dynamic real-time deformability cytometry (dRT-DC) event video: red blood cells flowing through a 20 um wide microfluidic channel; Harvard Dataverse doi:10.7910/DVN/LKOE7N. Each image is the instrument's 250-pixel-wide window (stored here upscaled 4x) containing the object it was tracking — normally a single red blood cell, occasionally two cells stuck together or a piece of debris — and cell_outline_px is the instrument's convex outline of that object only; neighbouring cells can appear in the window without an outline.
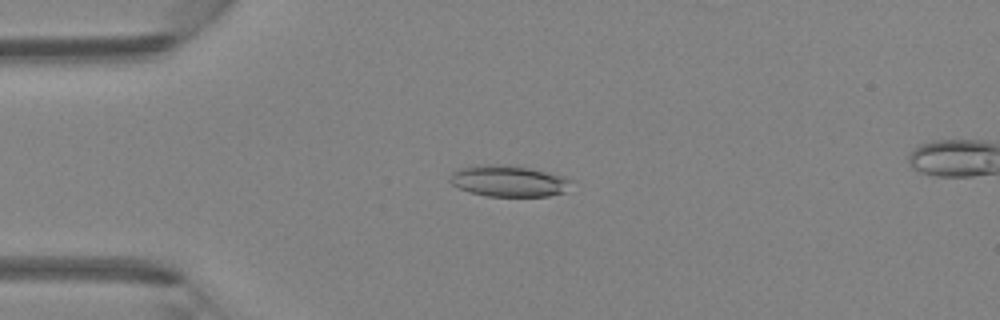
{"species": "Egyptian fruit bat (a non-hibernating species)", "species_latin": "Rousettus aegyptiacus", "temperature_condition": "room temperature", "stored_images_in_passage": 40, "camera_frame_rate_fps": 3000, "um_per_image_px": 0.085, "animal": {"sex": "female"}, "frame": {"image": 1, "passage_image": 11, "time_ms": 3.333, "image_size_px": [1000, 320], "cell_outline_px": [[576, 180], [568, 192], [548, 196], [488, 196], [468, 192], [452, 184], [448, 180], [448, 176], [452, 172], [460, 168], [476, 164], [500, 164], [528, 168], [564, 176]], "centroid_in_image_um": [43.27, 15.39], "position_along_channel_um": 41.7, "area_um2": 22.54}}
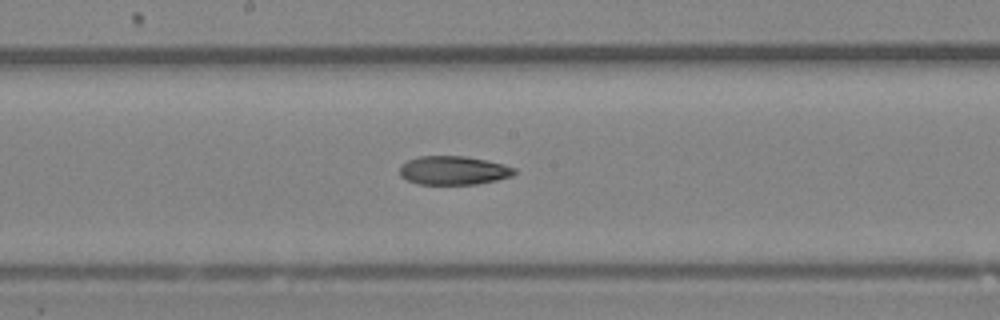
{"frame": {"image": 2, "passage_image": 24, "time_ms": 7.667, "image_size_px": [1000, 320], "cell_outline_px": [[516, 172], [512, 176], [496, 180], [476, 184], [416, 184], [400, 176], [400, 164], [408, 160], [420, 156], [468, 156], [504, 164], [516, 168]], "centroid_in_image_um": [38.55, 14.48], "position_along_channel_um": 209.7, "area_um2": 19.31}}
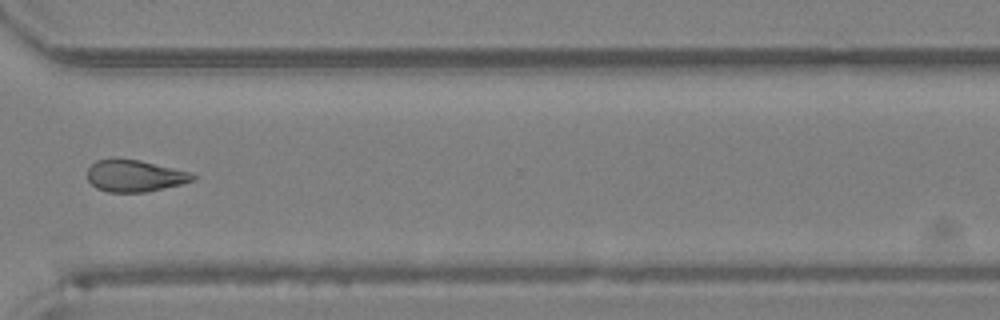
{"frame": {"image": 3, "passage_image": 34, "time_ms": 11.0, "image_size_px": [1000, 320], "cell_outline_px": [[196, 176], [192, 180], [180, 184], [144, 192], [108, 192], [96, 188], [88, 180], [88, 168], [96, 160], [140, 160], [188, 172]], "centroid_in_image_um": [11.41, 14.96], "position_along_channel_um": 359.2, "area_um2": 18.9}}